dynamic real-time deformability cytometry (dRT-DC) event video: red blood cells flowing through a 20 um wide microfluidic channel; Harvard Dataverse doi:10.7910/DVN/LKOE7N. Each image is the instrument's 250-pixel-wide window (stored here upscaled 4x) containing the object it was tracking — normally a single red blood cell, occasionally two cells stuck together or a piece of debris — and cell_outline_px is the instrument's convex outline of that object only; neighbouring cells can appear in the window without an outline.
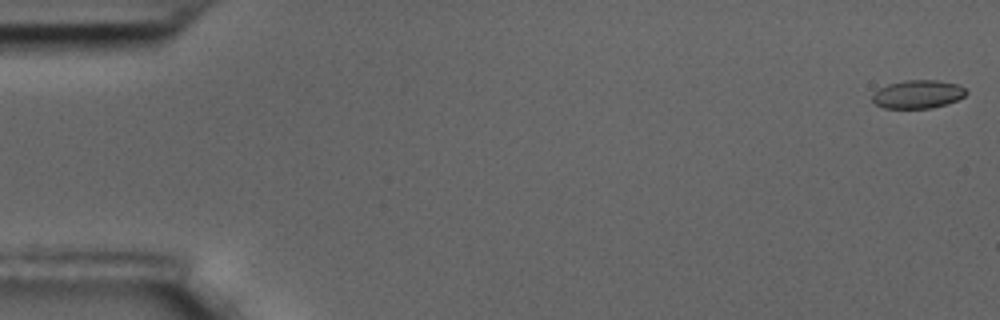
{"species": "common noctule bat (a hibernating species)", "species_latin": "Nyctalus noctula", "temperature_condition": "room temperature", "stored_images_in_passage": 59, "camera_frame_rate_fps": 3000, "um_per_image_px": 0.085, "animal": {"sex": "male", "body_mass_g": 17.5, "forearm_length_mm": 52.3}, "frame": {"image": 1, "passage_image": 1, "time_ms": 0.0, "image_size_px": [1000, 320], "cell_outline_px": [[968, 92], [964, 96], [956, 100], [932, 108], [884, 108], [876, 104], [872, 100], [872, 96], [880, 88], [888, 84], [904, 80], [936, 80], [956, 84], [964, 88]], "centroid_in_image_um": [78.01, 8.01], "position_along_channel_um": 7.0, "area_um2": 15.26}}
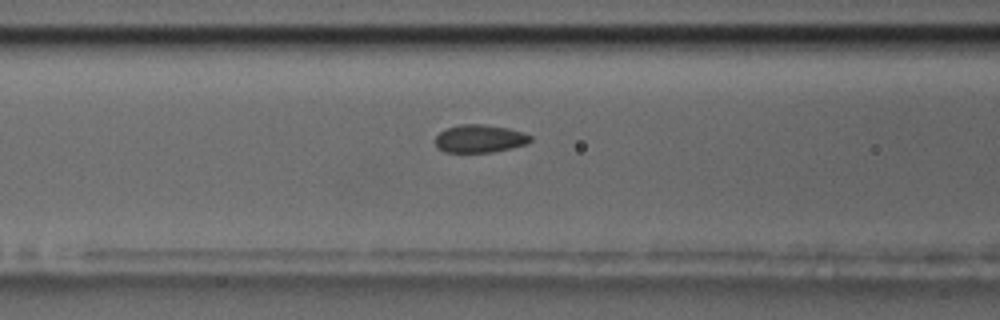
{"frame": {"image": 2, "passage_image": 24, "time_ms": 7.667, "image_size_px": [1000, 320], "cell_outline_px": [[532, 140], [528, 144], [492, 152], [444, 152], [436, 144], [436, 136], [440, 132], [448, 128], [460, 124], [484, 124], [508, 128], [524, 132], [532, 136]], "centroid_in_image_um": [40.83, 11.78], "position_along_channel_um": 125.8, "area_um2": 15.43}}
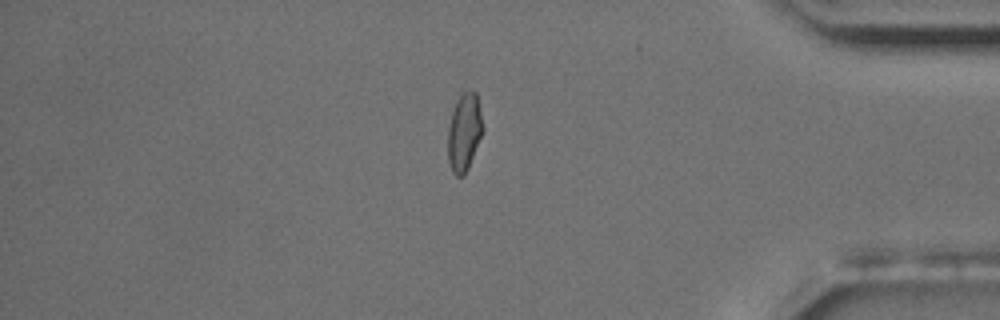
{"frame": {"image": 3, "passage_image": 50, "time_ms": 16.333, "image_size_px": [1000, 320], "cell_outline_px": [[484, 132], [468, 168], [464, 176], [456, 176], [452, 172], [448, 160], [448, 128], [452, 112], [456, 100], [464, 92], [472, 88], [476, 92], [484, 128]], "centroid_in_image_um": [39.47, 11.24], "position_along_channel_um": 395.7, "area_um2": 16.07}, "authors_computed_cell_mechanics": {"area_um2": 15.9528, "velocity_mm_per_s": 3.4602, "shape_relaxation_time_tau1_ms": 2.7815, "shape_relaxation_time_tau2_ms": 1.2474, "deformation_change_tau1": 0.1002, "deformation_change_tau2": 0.0415}}